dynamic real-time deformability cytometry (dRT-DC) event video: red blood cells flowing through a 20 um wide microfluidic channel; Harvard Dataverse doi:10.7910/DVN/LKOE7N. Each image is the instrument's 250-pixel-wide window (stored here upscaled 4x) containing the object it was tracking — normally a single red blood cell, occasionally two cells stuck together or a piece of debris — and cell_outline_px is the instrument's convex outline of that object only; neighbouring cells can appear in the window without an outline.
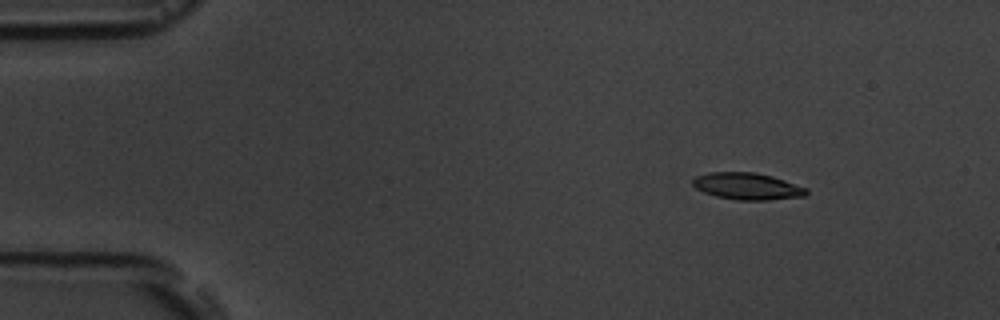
{"species": "common noctule bat (a hibernating species)", "species_latin": "Nyctalus noctula", "temperature_condition": "room temperature", "stored_images_in_passage": 16, "camera_frame_rate_fps": 3000, "um_per_image_px": 0.085, "animal": {"sex": "male", "body_mass_g": 19.5, "forearm_length_mm": 54.6}, "frame": {"image": 1, "passage_image": 2, "time_ms": 1.0, "image_size_px": [1000, 320], "cell_outline_px": [[808, 192], [804, 196], [768, 200], [736, 200], [716, 196], [704, 192], [696, 188], [692, 184], [692, 180], [696, 176], [708, 172], [752, 172], [772, 176], [808, 188]], "centroid_in_image_um": [63.51, 15.83], "position_along_channel_um": 21.5, "area_um2": 17.74}}
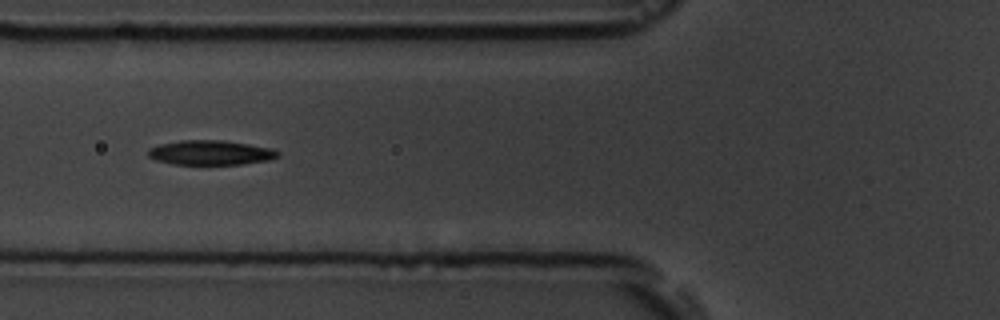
{"frame": {"image": 2, "passage_image": 6, "time_ms": 5.667, "image_size_px": [1000, 320], "cell_outline_px": [[280, 156], [268, 160], [244, 164], [172, 164], [156, 160], [148, 156], [148, 148], [160, 144], [180, 140], [224, 140], [272, 148], [280, 152]], "centroid_in_image_um": [17.9, 12.97], "position_along_channel_um": 107.9, "area_um2": 18.67}}
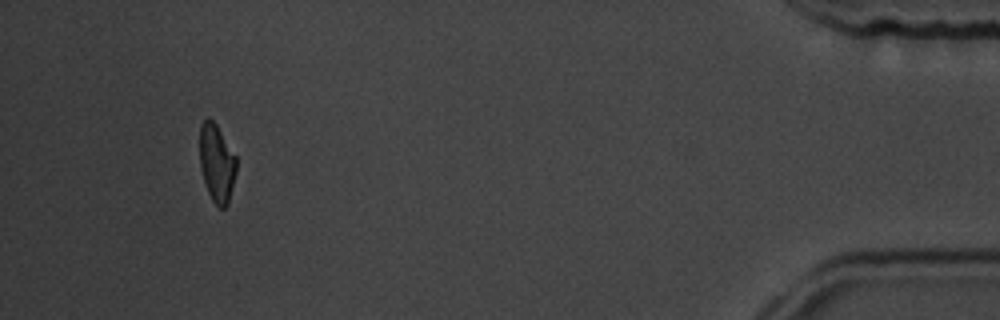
{"frame": {"image": 3, "passage_image": 15, "time_ms": 16.0, "image_size_px": [1000, 320], "cell_outline_px": [[236, 172], [228, 204], [224, 208], [220, 208], [212, 200], [208, 192], [200, 168], [200, 124], [208, 116], [216, 124], [236, 156]], "centroid_in_image_um": [18.42, 13.85], "position_along_channel_um": 416.8, "area_um2": 16.59}, "authors_computed_cell_mechanics": {"area_um2": 17.8313, "velocity_mm_per_s": 3.6599, "shape_relaxation_time_tau1_ms": 2.2256, "shape_relaxation_time_tau2_ms": null, "deformation_change_tau1": 0.11, "deformation_change_tau2": null}}